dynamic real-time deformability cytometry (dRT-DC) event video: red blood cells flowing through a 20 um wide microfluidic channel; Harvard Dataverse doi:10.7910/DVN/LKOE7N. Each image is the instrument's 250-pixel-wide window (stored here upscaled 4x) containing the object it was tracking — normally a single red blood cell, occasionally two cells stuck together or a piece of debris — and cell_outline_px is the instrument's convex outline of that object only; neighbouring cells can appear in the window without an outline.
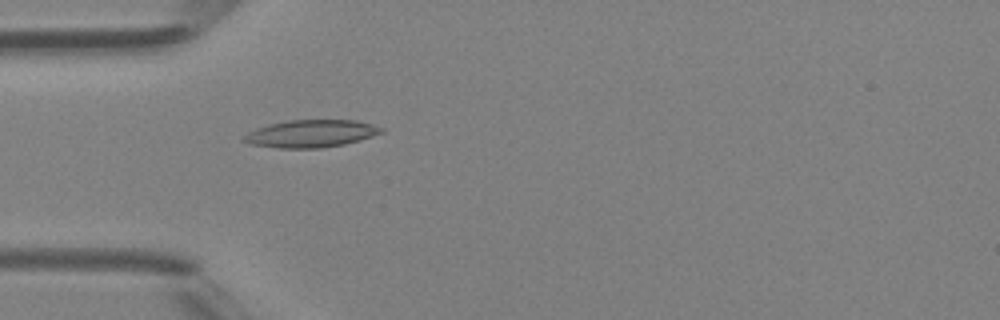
{"species": "Egyptian fruit bat (a non-hibernating species)", "species_latin": "Rousettus aegyptiacus", "temperature_condition": "room temperature", "stored_images_in_passage": 48, "camera_frame_rate_fps": 3000, "um_per_image_px": 0.085, "animal": {"sex": "female"}, "frame": {"image": 1, "passage_image": 15, "time_ms": 4.667, "image_size_px": [1000, 320], "cell_outline_px": [[384, 132], [360, 140], [344, 144], [320, 148], [276, 148], [248, 144], [240, 140], [240, 136], [256, 128], [268, 124], [288, 120], [356, 120], [372, 124], [384, 128]], "centroid_in_image_um": [26.37, 11.36], "position_along_channel_um": 58.6, "area_um2": 22.31}}
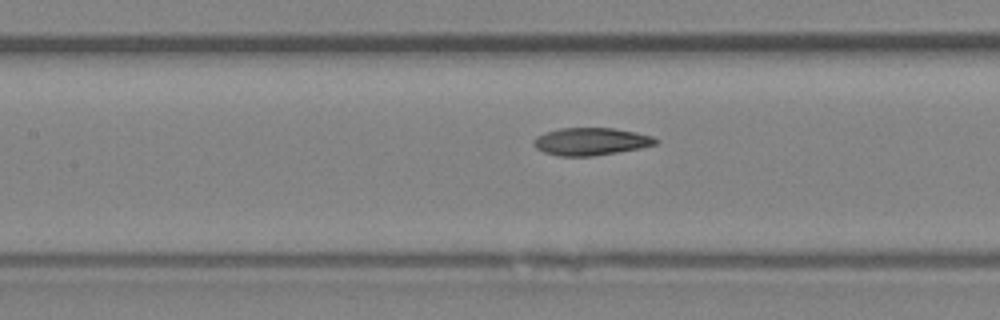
{"frame": {"image": 2, "passage_image": 22, "time_ms": 7.0, "image_size_px": [1000, 320], "cell_outline_px": [[660, 140], [656, 144], [640, 148], [592, 156], [560, 156], [544, 152], [536, 148], [532, 144], [532, 140], [536, 136], [544, 132], [560, 128], [612, 128], [636, 132], [652, 136]], "centroid_in_image_um": [50.19, 12.02], "position_along_channel_um": 157.2, "area_um2": 19.59}}
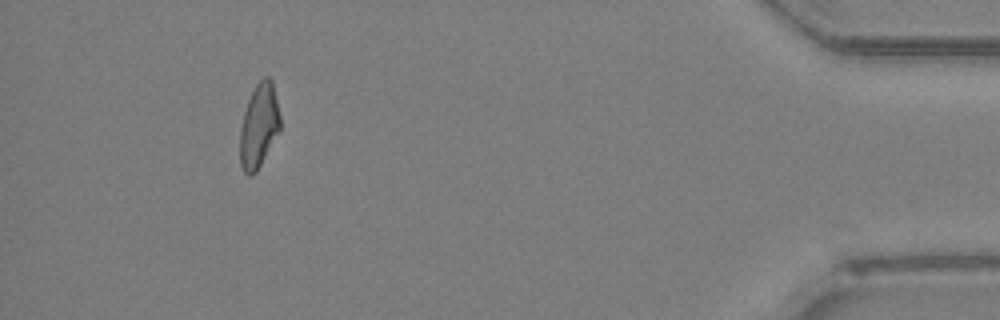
{"frame": {"image": 3, "passage_image": 44, "time_ms": 14.333, "image_size_px": [1000, 320], "cell_outline_px": [[280, 132], [256, 172], [252, 176], [248, 176], [244, 172], [240, 164], [240, 128], [244, 112], [248, 100], [256, 84], [264, 76], [268, 76], [272, 80], [280, 116]], "centroid_in_image_um": [22.01, 10.71], "position_along_channel_um": 413.2, "area_um2": 19.77}, "authors_computed_cell_mechanics": {"area_um2": 19.7965, "velocity_mm_per_s": 4.3847, "shape_relaxation_time_tau1_ms": 5.0507, "shape_relaxation_time_tau2_ms": 2.51, "deformation_change_tau1": 0.1853, "deformation_change_tau2": 0.0952}}